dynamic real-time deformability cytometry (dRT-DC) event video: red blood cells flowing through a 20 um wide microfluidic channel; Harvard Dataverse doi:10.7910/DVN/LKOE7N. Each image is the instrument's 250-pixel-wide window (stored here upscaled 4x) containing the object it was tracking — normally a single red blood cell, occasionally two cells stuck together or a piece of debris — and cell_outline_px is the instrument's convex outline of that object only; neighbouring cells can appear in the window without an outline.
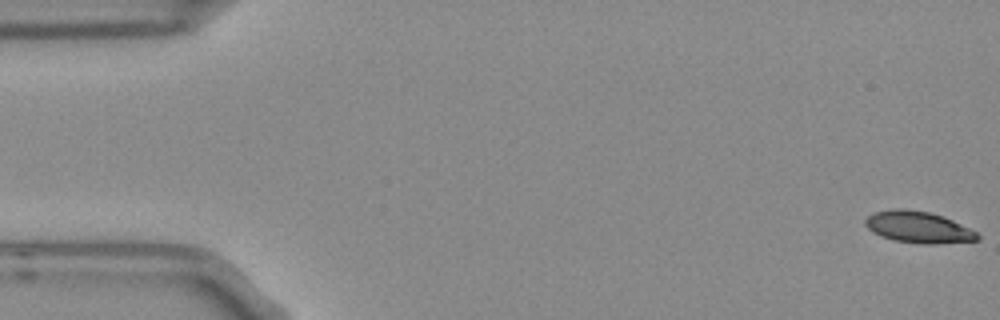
{"species": "Egyptian fruit bat (a non-hibernating species)", "species_latin": "Rousettus aegyptiacus", "temperature_condition": "room temperature", "stored_images_in_passage": 5, "camera_frame_rate_fps": 3000, "um_per_image_px": 0.085, "frame": {"image": 1, "passage_image": 1, "time_ms": 0.0, "image_size_px": [1000, 320], "cell_outline_px": [[980, 240], [932, 244], [928, 244], [896, 240], [880, 236], [872, 232], [864, 224], [864, 220], [868, 216], [876, 212], [892, 208], [904, 208], [928, 212], [944, 216], [976, 232], [980, 236]], "centroid_in_image_um": [78.04, 19.3], "position_along_channel_um": 7.0, "area_um2": 20.46}}
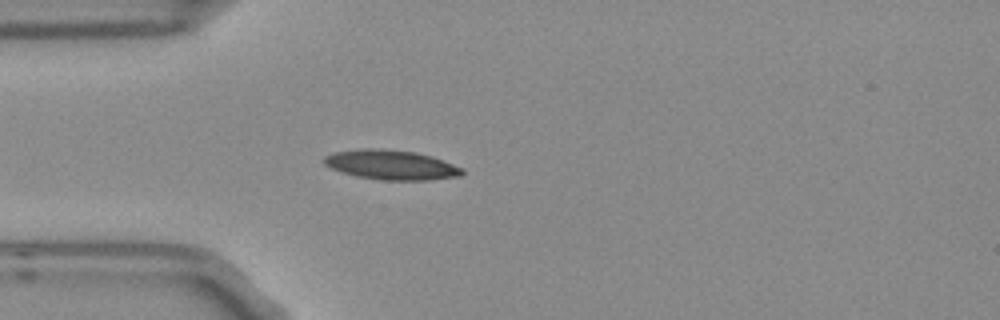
{"frame": {"image": 2, "passage_image": 5, "time_ms": 1.333, "image_size_px": [1000, 320], "cell_outline_px": [[464, 172], [460, 176], [428, 180], [384, 180], [356, 176], [340, 172], [324, 164], [324, 156], [336, 152], [364, 148], [380, 148], [416, 152], [432, 156], [444, 160], [464, 168]], "centroid_in_image_um": [33.28, 14.01], "position_along_channel_um": 51.7, "area_um2": 23.93}}